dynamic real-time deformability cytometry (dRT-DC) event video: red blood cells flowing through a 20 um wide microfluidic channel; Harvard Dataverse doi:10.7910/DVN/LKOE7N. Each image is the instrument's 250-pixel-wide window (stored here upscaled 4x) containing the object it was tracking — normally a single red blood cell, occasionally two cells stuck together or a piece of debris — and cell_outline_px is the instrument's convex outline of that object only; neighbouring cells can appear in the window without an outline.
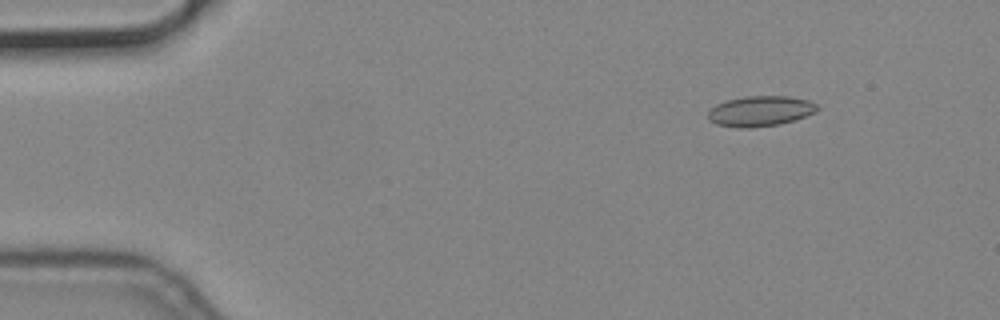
{"species": "common noctule bat (a hibernating species)", "species_latin": "Nyctalus noctula", "temperature_condition": "cold", "stored_images_in_passage": 3, "camera_frame_rate_fps": 3000, "um_per_image_px": 0.085, "animal": {"sex": "male", "body_mass_g": 19.2, "forearm_length_mm": 51.8}, "frame": {"image": 1, "passage_image": 2, "time_ms": 0.333, "image_size_px": [1000, 320], "cell_outline_px": [[820, 108], [816, 112], [780, 124], [752, 128], [740, 128], [716, 124], [708, 120], [708, 112], [716, 104], [728, 100], [744, 96], [788, 96], [808, 100], [816, 104]], "centroid_in_image_um": [64.61, 9.44], "position_along_channel_um": 20.4, "area_um2": 19.31}}